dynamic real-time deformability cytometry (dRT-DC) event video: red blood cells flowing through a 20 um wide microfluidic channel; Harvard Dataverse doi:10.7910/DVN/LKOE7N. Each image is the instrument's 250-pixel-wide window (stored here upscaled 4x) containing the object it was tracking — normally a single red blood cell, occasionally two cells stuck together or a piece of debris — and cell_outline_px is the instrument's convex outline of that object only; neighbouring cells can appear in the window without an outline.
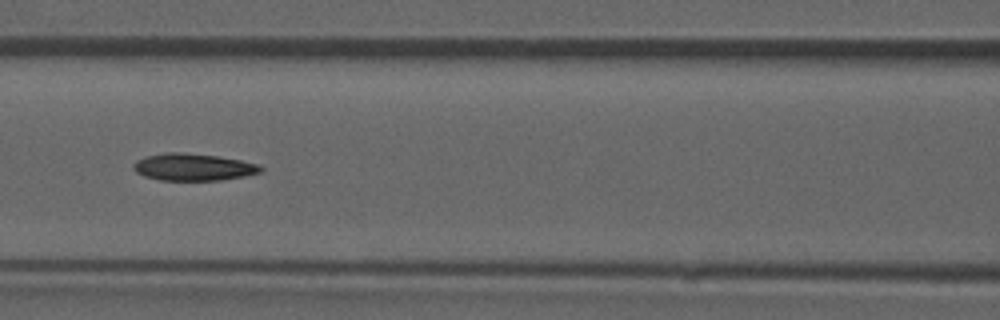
{"species": "common noctule bat (a hibernating species)", "species_latin": "Nyctalus noctula", "temperature_condition": "room temperature", "stored_images_in_passage": 52, "camera_frame_rate_fps": 3000, "um_per_image_px": 0.085, "animal": {"sex": "male", "forearm_length_mm": 52.5}, "frame": {"image": 1, "passage_image": 23, "time_ms": 7.333, "image_size_px": [1000, 320], "cell_outline_px": [[264, 168], [260, 172], [244, 176], [220, 180], [160, 180], [144, 176], [136, 172], [132, 168], [132, 164], [136, 160], [148, 156], [168, 152], [184, 152], [216, 156], [240, 160], [260, 164]], "centroid_in_image_um": [16.42, 14.2], "position_along_channel_um": 150.2, "area_um2": 20.06}, "authors_computed_cell_mechanics": {"area_um2": 20.1722, "velocity_mm_per_s": 3.9195, "shape_relaxation_time_tau1_ms": null, "shape_relaxation_time_tau2_ms": 6.1995, "deformation_change_tau1": null, "deformation_change_tau2": 0.1395}}